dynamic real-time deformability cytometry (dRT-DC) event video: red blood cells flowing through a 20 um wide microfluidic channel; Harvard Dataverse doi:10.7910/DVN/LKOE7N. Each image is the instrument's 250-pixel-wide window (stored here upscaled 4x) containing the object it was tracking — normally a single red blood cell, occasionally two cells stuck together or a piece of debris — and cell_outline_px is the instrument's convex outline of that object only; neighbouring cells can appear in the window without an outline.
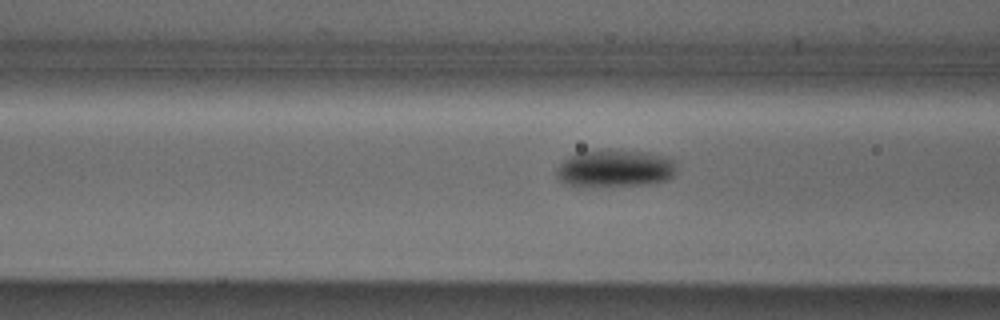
{"species": "Egyptian fruit bat (a non-hibernating species)", "species_latin": "Rousettus aegyptiacus", "temperature_condition": "cold", "stored_images_in_passage": 16, "camera_frame_rate_fps": 3000, "um_per_image_px": 0.085, "animal": {"sex": "male"}, "frame": {"image": 1, "passage_image": 14, "time_ms": 4.333, "image_size_px": [1000, 320], "cell_outline_px": [[672, 176], [664, 180], [648, 184], [568, 184], [560, 180], [556, 176], [556, 168], [568, 156], [576, 152], [608, 148], [648, 152], [672, 160]], "centroid_in_image_um": [52.19, 14.25], "position_along_channel_um": 114.4, "area_um2": 25.32}}